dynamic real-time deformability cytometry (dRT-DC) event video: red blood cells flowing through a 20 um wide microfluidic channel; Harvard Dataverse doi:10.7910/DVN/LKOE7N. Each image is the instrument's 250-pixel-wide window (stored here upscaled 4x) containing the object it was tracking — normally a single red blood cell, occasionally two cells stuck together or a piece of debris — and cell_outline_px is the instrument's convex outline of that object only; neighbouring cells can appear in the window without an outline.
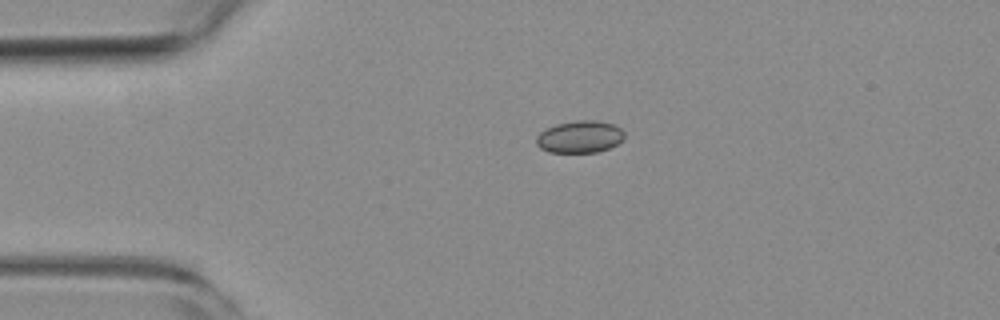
{"species": "common noctule bat (a hibernating species)", "species_latin": "Nyctalus noctula", "temperature_condition": "room temperature", "stored_images_in_passage": 43, "camera_frame_rate_fps": 3000, "um_per_image_px": 0.085, "animal": {"sex": "female", "body_mass_g": 19.3, "forearm_length_mm": 54.1}, "frame": {"image": 1, "passage_image": 1, "time_ms": 0.0, "image_size_px": [1000, 320], "cell_outline_px": [[624, 140], [608, 148], [596, 152], [548, 152], [540, 148], [536, 144], [536, 136], [540, 132], [556, 124], [576, 120], [596, 120], [612, 124], [620, 128], [624, 132]], "centroid_in_image_um": [49.27, 11.62], "position_along_channel_um": 35.7, "area_um2": 16.47}}
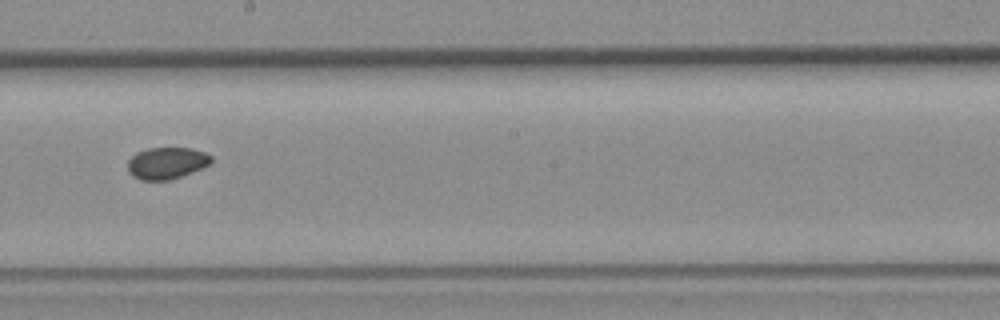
{"frame": {"image": 2, "passage_image": 19, "time_ms": 6.0, "image_size_px": [1000, 320], "cell_outline_px": [[212, 160], [204, 168], [168, 180], [140, 180], [132, 176], [128, 172], [128, 160], [136, 152], [148, 148], [192, 148], [204, 152], [212, 156]], "centroid_in_image_um": [14.15, 13.86], "position_along_channel_um": 234.0, "area_um2": 15.49}}
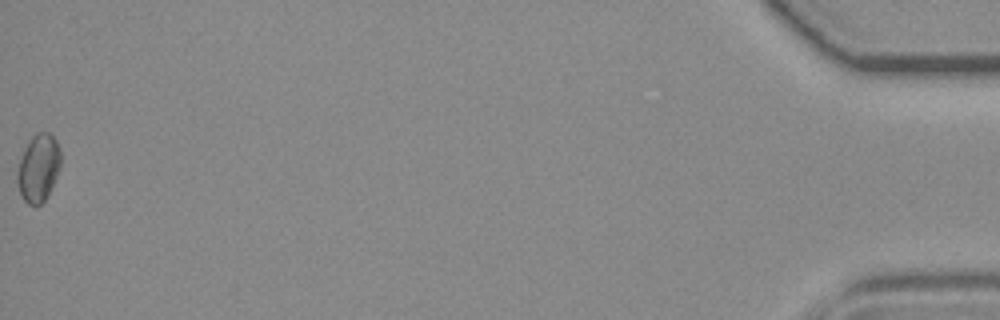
{"frame": {"image": 3, "passage_image": 43, "time_ms": 14.0, "image_size_px": [1000, 320], "cell_outline_px": [[60, 164], [56, 176], [44, 200], [40, 204], [28, 204], [24, 200], [20, 192], [16, 180], [16, 172], [24, 148], [28, 140], [36, 132], [48, 132], [56, 140], [60, 148]], "centroid_in_image_um": [3.24, 14.23], "position_along_channel_um": 432.0, "area_um2": 16.88}}